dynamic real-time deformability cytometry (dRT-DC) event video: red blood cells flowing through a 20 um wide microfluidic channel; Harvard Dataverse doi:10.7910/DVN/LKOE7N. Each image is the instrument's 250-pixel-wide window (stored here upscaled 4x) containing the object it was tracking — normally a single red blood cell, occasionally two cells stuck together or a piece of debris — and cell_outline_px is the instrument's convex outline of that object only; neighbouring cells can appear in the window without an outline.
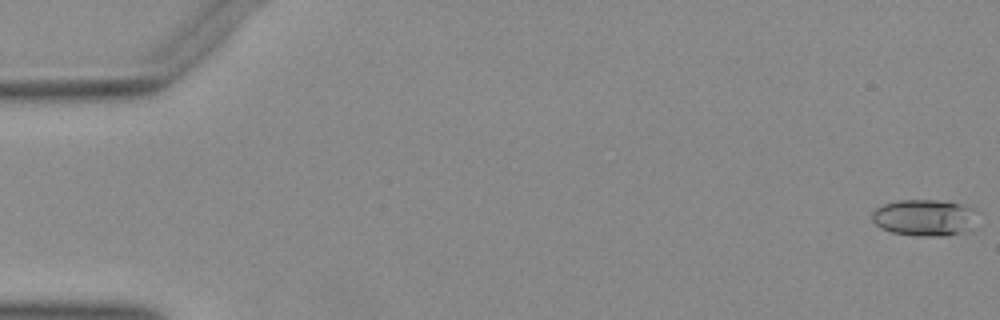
{"species": "Egyptian fruit bat (a non-hibernating species)", "species_latin": "Rousettus aegyptiacus", "temperature_condition": "warm", "stored_images_in_passage": 52, "camera_frame_rate_fps": 3000, "um_per_image_px": 0.085, "animal": {"sex": "female"}, "frame": {"image": 1, "passage_image": 1, "time_ms": 0.0, "image_size_px": [1000, 320], "cell_outline_px": [[976, 228], [964, 232], [948, 236], [912, 236], [892, 232], [880, 228], [872, 220], [872, 212], [876, 208], [884, 204], [900, 200], [936, 200], [960, 204], [976, 208]], "centroid_in_image_um": [78.64, 18.52], "position_along_channel_um": 6.4, "area_um2": 22.89}}
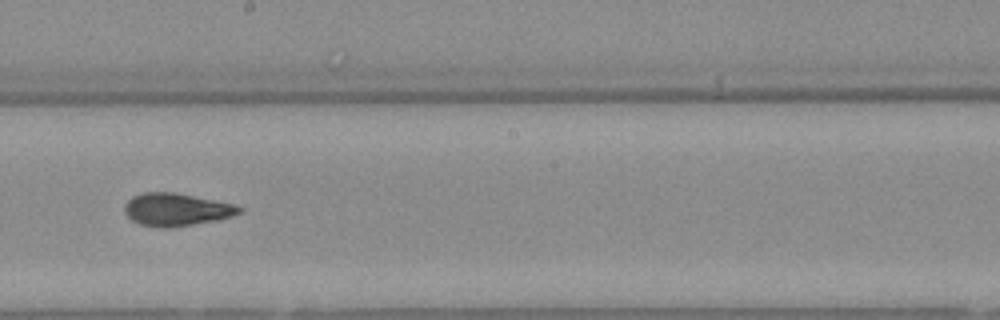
{"frame": {"image": 2, "passage_image": 30, "time_ms": 9.667, "image_size_px": [1000, 320], "cell_outline_px": [[244, 208], [240, 212], [232, 216], [216, 220], [168, 228], [160, 228], [140, 224], [132, 220], [124, 212], [124, 204], [132, 196], [144, 192], [172, 192], [236, 204]], "centroid_in_image_um": [14.97, 17.81], "position_along_channel_um": 233.2, "area_um2": 21.79}}
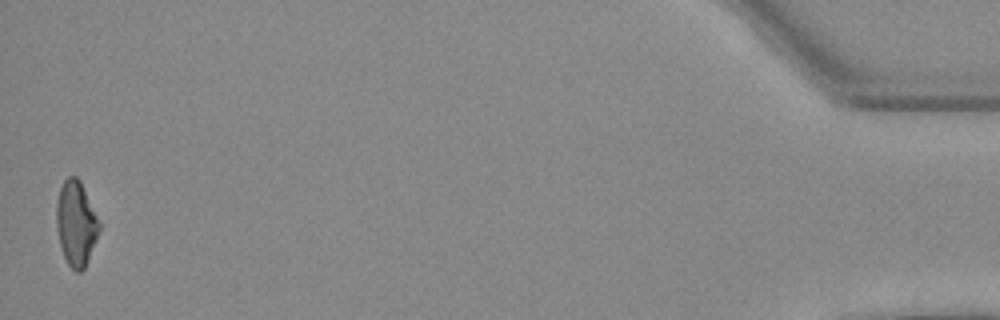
{"frame": {"image": 3, "passage_image": 52, "time_ms": 17.0, "image_size_px": [1000, 320], "cell_outline_px": [[100, 228], [96, 240], [84, 268], [80, 272], [76, 272], [68, 264], [64, 256], [60, 244], [56, 228], [56, 204], [60, 188], [64, 180], [68, 176], [76, 176], [80, 180], [100, 224]], "centroid_in_image_um": [6.44, 18.98], "position_along_channel_um": 428.8, "area_um2": 20.87}}